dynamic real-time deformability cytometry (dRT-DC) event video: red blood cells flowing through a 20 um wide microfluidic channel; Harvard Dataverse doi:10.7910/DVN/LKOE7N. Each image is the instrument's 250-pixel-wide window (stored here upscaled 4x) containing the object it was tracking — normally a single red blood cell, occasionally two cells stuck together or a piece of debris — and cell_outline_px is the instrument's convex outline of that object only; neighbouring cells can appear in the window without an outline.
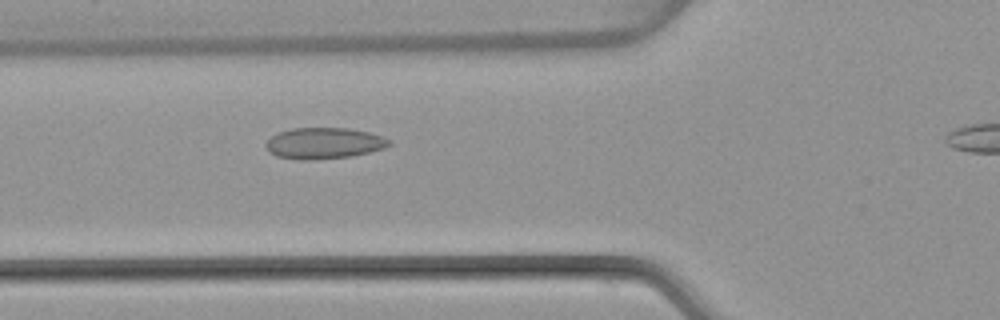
{"species": "common noctule bat (a hibernating species)", "species_latin": "Nyctalus noctula", "temperature_condition": "warm", "stored_images_in_passage": 18, "camera_frame_rate_fps": 3000, "um_per_image_px": 0.085, "animal": {"sex": "female", "body_mass_g": 22.7, "forearm_length_mm": 54.2}, "frame": {"image": 1, "passage_image": 7, "time_ms": 2.0, "image_size_px": [1000, 320], "cell_outline_px": [[392, 144], [384, 148], [352, 156], [312, 160], [304, 160], [276, 156], [268, 152], [264, 144], [272, 136], [280, 132], [292, 128], [348, 128], [368, 132], [392, 140]], "centroid_in_image_um": [27.53, 12.18], "position_along_channel_um": 98.3, "area_um2": 22.37}}
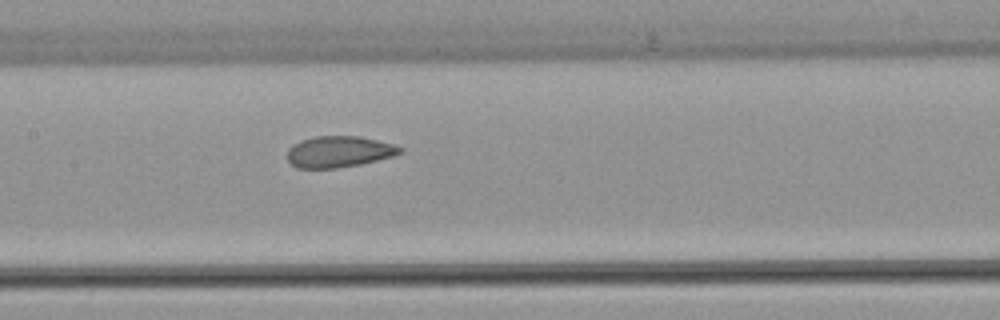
{"frame": {"image": 2, "passage_image": 13, "time_ms": 4.0, "image_size_px": [1000, 320], "cell_outline_px": [[404, 152], [392, 156], [360, 164], [336, 168], [296, 168], [288, 160], [288, 148], [304, 140], [316, 136], [360, 136], [392, 144], [404, 148]], "centroid_in_image_um": [28.84, 12.9], "position_along_channel_um": 178.6, "area_um2": 20.29}}
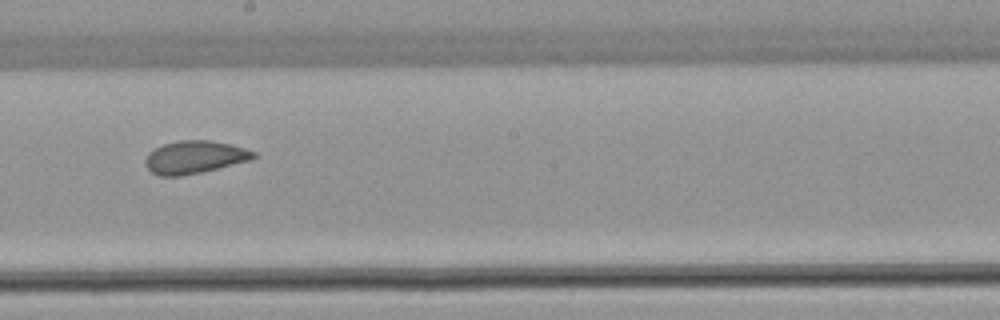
{"frame": {"image": 3, "passage_image": 17, "time_ms": 5.333, "image_size_px": [1000, 320], "cell_outline_px": [[260, 156], [252, 160], [200, 172], [180, 176], [160, 176], [152, 172], [144, 164], [144, 160], [148, 152], [164, 144], [180, 140], [208, 140], [232, 144], [256, 152]], "centroid_in_image_um": [16.57, 13.35], "position_along_channel_um": 231.6, "area_um2": 20.75}}